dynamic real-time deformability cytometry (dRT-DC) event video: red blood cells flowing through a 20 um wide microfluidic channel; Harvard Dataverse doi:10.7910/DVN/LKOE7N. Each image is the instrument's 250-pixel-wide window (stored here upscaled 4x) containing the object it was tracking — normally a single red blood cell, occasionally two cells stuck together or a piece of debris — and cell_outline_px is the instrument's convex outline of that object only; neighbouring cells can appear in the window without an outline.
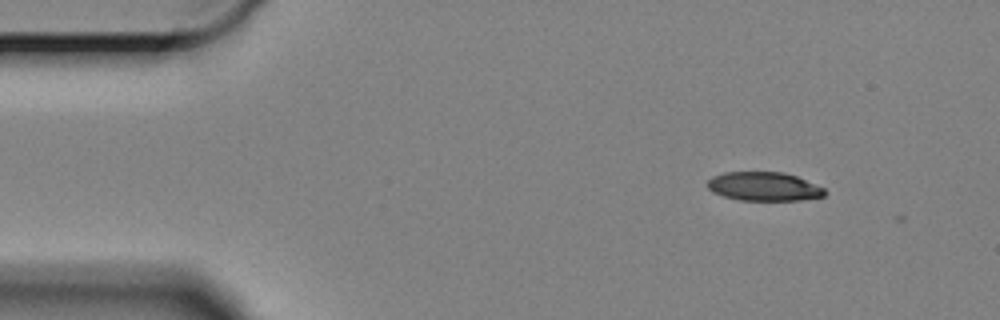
{"species": "Egyptian fruit bat (a non-hibernating species)", "species_latin": "Rousettus aegyptiacus", "temperature_condition": "cold", "stored_images_in_passage": 2, "camera_frame_rate_fps": 3000, "um_per_image_px": 0.085, "animal": {"sex": "female"}, "frame": {"image": 1, "passage_image": 1, "time_ms": 0.0, "image_size_px": [1000, 320], "cell_outline_px": [[828, 192], [824, 196], [800, 200], [740, 200], [724, 196], [712, 192], [708, 188], [708, 180], [712, 176], [724, 172], [784, 172], [796, 176], [824, 188]], "centroid_in_image_um": [64.93, 15.85], "position_along_channel_um": 20.1, "area_um2": 19.65}}